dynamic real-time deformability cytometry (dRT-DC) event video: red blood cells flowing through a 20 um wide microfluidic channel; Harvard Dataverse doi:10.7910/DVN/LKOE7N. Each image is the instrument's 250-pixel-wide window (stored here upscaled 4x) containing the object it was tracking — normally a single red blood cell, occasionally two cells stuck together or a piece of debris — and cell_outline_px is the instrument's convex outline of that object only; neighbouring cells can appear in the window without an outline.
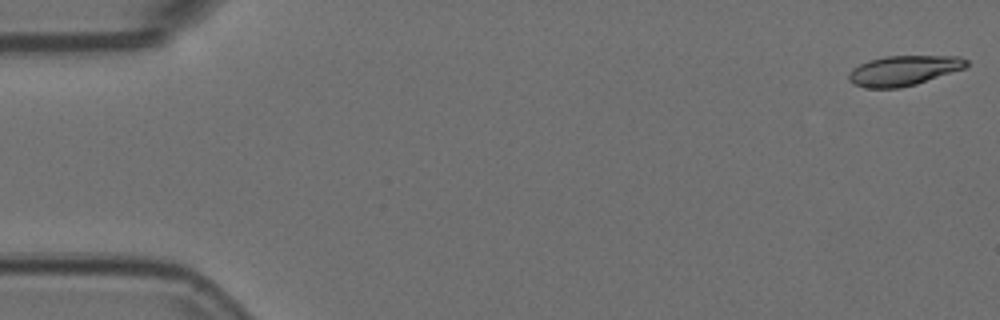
{"species": "Egyptian fruit bat (a non-hibernating species)", "species_latin": "Rousettus aegyptiacus", "temperature_condition": "room temperature", "stored_images_in_passage": 54, "camera_frame_rate_fps": 3000, "um_per_image_px": 0.085, "animal": {"sex": "female"}, "frame": {"image": 1, "passage_image": 1, "time_ms": 0.0, "image_size_px": [1000, 320], "cell_outline_px": [[968, 64], [964, 68], [916, 84], [900, 88], [868, 88], [852, 84], [848, 80], [848, 72], [852, 68], [868, 60], [884, 56], [960, 56], [968, 60]], "centroid_in_image_um": [76.77, 5.99], "position_along_channel_um": 8.2, "area_um2": 20.63}}
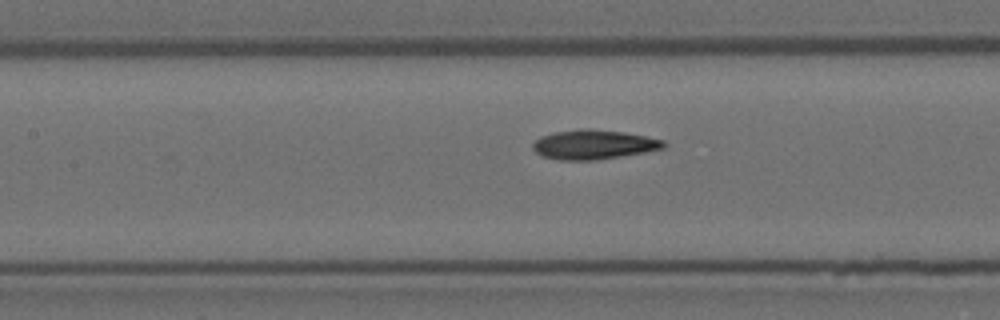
{"frame": {"image": 2, "passage_image": 24, "time_ms": 7.667, "image_size_px": [1000, 320], "cell_outline_px": [[668, 144], [664, 148], [644, 152], [596, 160], [560, 160], [540, 156], [532, 148], [532, 144], [540, 136], [552, 132], [580, 128], [588, 128], [624, 132], [664, 140]], "centroid_in_image_um": [50.42, 12.28], "position_along_channel_um": 157.0, "area_um2": 22.6}}
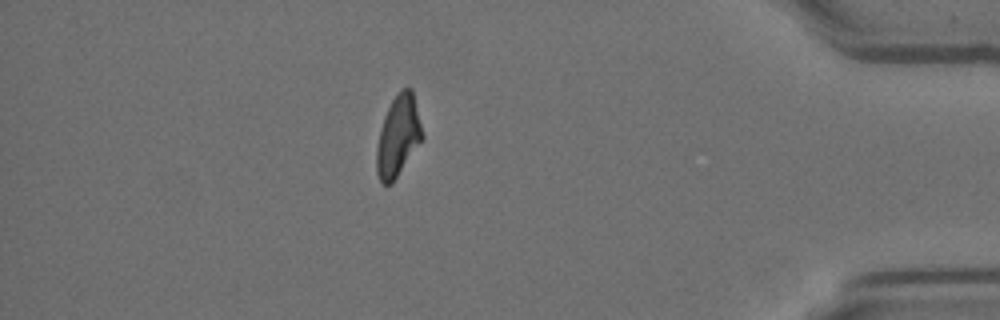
{"frame": {"image": 3, "passage_image": 47, "time_ms": 15.333, "image_size_px": [1000, 320], "cell_outline_px": [[424, 136], [392, 184], [384, 184], [380, 180], [376, 172], [376, 148], [380, 128], [384, 116], [392, 100], [400, 88], [412, 88]], "centroid_in_image_um": [33.83, 11.55], "position_along_channel_um": 401.4, "area_um2": 21.44}, "authors_computed_cell_mechanics": {"area_um2": 21.675, "velocity_mm_per_s": 3.7506, "shape_relaxation_time_tau1_ms": 9.5175, "shape_relaxation_time_tau2_ms": 3.0789, "deformation_change_tau1": 0.2282, "deformation_change_tau2": 0.0871}}